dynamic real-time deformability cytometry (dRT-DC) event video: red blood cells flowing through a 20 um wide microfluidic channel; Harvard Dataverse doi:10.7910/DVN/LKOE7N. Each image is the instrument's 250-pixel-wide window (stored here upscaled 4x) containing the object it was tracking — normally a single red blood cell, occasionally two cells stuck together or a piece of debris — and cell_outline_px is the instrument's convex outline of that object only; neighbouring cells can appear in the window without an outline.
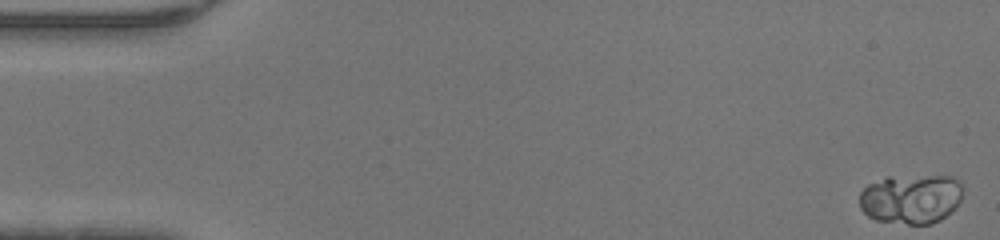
{"species": "human", "species_latin": "Homo sapiens", "temperature_condition": "warm", "stored_images_in_passage": 13, "camera_frame_rate_fps": 3000, "um_per_image_px": 0.085, "donor": {"sex": "male"}, "frame": {"image": 1, "passage_image": 1, "time_ms": 0.0, "image_size_px": [1000, 240], "cell_outline_px": [[960, 200], [940, 220], [928, 224], [908, 224], [876, 220], [868, 216], [860, 208], [860, 192], [868, 184], [888, 176], [948, 176], [956, 180], [960, 184]], "centroid_in_image_um": [77.37, 16.9], "position_along_channel_um": 7.6, "area_um2": 29.42}}